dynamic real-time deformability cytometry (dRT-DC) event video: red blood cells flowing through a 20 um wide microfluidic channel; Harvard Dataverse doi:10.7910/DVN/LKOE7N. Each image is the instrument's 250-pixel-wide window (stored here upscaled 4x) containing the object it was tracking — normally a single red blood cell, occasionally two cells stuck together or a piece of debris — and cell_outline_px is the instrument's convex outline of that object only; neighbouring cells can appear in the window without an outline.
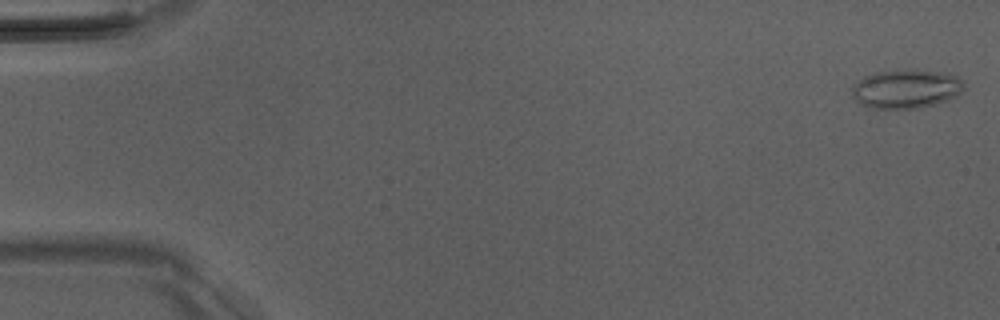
{"species": "Egyptian fruit bat (a non-hibernating species)", "species_latin": "Rousettus aegyptiacus", "temperature_condition": "room temperature", "stored_images_in_passage": 51, "camera_frame_rate_fps": 3000, "um_per_image_px": 0.085, "animal": {"sex": "male"}, "frame": {"image": 1, "passage_image": 1, "time_ms": 0.0, "image_size_px": [1000, 320], "cell_outline_px": [[964, 88], [956, 96], [948, 100], [936, 104], [920, 108], [872, 108], [860, 104], [852, 96], [852, 84], [856, 80], [872, 72], [896, 68], [916, 68], [956, 76], [964, 84]], "centroid_in_image_um": [76.96, 7.52], "position_along_channel_um": 8.0, "area_um2": 25.95}}
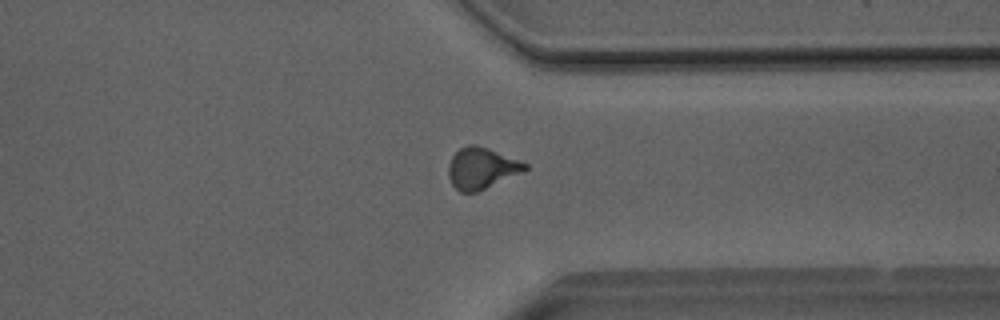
{"frame": {"image": 2, "passage_image": 39, "time_ms": 12.667, "image_size_px": [1000, 320], "cell_outline_px": [[528, 168], [520, 172], [476, 192], [460, 192], [452, 184], [448, 176], [448, 164], [452, 156], [460, 148], [468, 144], [476, 144], [488, 148], [520, 160], [528, 164]], "centroid_in_image_um": [40.89, 14.27], "position_along_channel_um": 370.5, "area_um2": 18.15}}
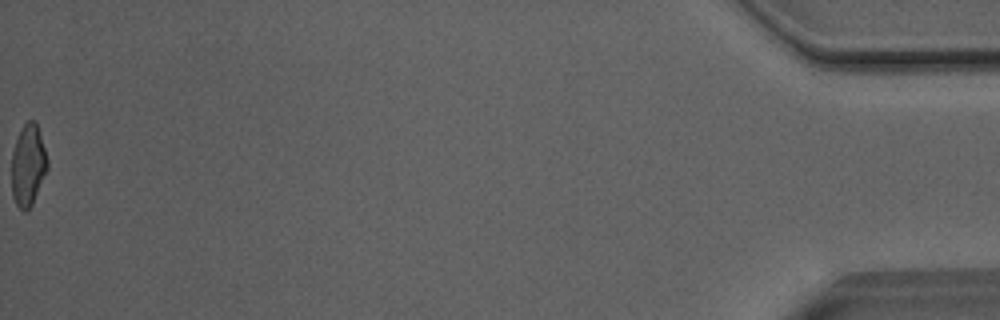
{"frame": {"image": 3, "passage_image": 51, "time_ms": 16.667, "image_size_px": [1000, 320], "cell_outline_px": [[48, 168], [32, 204], [24, 212], [16, 204], [12, 196], [12, 152], [16, 140], [24, 124], [28, 120], [36, 120], [48, 160]], "centroid_in_image_um": [2.39, 14.03], "position_along_channel_um": 432.8, "area_um2": 16.88}, "authors_computed_cell_mechanics": {"area_um2": 18.0914, "velocity_mm_per_s": 4.0855, "shape_relaxation_time_tau1_ms": 6.3286, "shape_relaxation_time_tau2_ms": 2.1679, "deformation_change_tau1": 0.1665, "deformation_change_tau2": 0.0946}}